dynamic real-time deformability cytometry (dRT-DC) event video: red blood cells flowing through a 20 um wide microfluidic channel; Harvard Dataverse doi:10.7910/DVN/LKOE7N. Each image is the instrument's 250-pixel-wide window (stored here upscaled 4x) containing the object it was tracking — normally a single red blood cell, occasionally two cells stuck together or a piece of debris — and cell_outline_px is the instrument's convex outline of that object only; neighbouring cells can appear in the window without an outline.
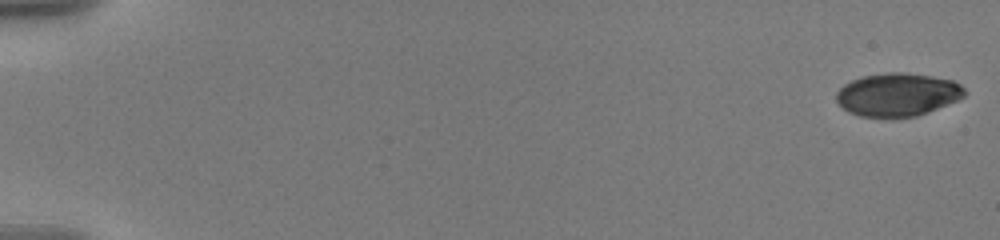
{"species": "human", "species_latin": "Homo sapiens", "temperature_condition": "warm", "stored_images_in_passage": 58, "camera_frame_rate_fps": 3000, "um_per_image_px": 0.085, "donor": {"sex": "male"}, "frame": {"image": 1, "passage_image": 1, "time_ms": 0.0, "image_size_px": [1000, 240], "cell_outline_px": [[968, 92], [964, 96], [956, 100], [928, 112], [916, 116], [892, 120], [860, 116], [848, 112], [836, 100], [836, 92], [844, 84], [852, 80], [864, 76], [888, 72], [904, 72], [932, 76], [952, 80], [960, 84]], "centroid_in_image_um": [76.28, 8.07], "position_along_channel_um": 8.7, "area_um2": 32.71}}
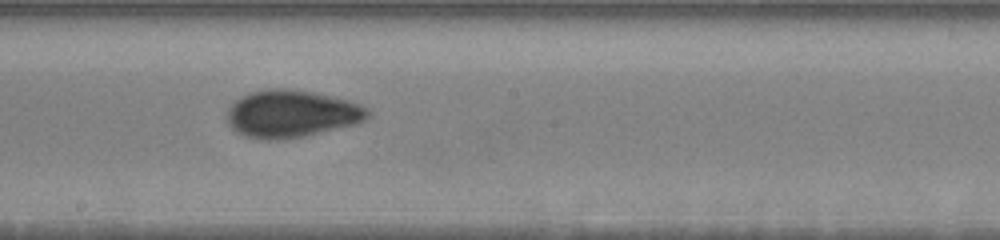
{"frame": {"image": 2, "passage_image": 34, "time_ms": 11.0, "image_size_px": [1000, 240], "cell_outline_px": [[372, 112], [364, 120], [356, 124], [304, 136], [284, 140], [268, 140], [244, 136], [236, 132], [224, 120], [228, 108], [240, 96], [252, 92], [268, 88], [288, 88], [312, 92], [332, 96], [348, 100], [360, 104], [368, 108]], "centroid_in_image_um": [24.75, 9.67], "position_along_channel_um": 223.5, "area_um2": 39.25}}
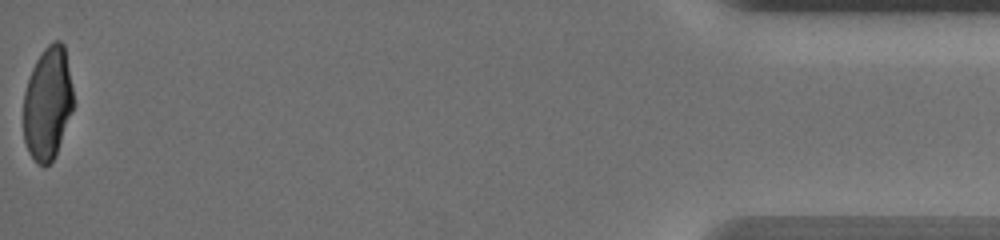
{"frame": {"image": 3, "passage_image": 58, "time_ms": 19.0, "image_size_px": [1000, 240], "cell_outline_px": [[72, 112], [56, 152], [52, 160], [44, 168], [36, 164], [28, 152], [24, 140], [24, 92], [32, 68], [36, 60], [44, 48], [52, 40], [60, 40], [64, 44], [72, 88]], "centroid_in_image_um": [4.03, 8.79], "position_along_channel_um": 431.2, "area_um2": 32.71}, "authors_computed_cell_mechanics": {"area_um2": 35.2002, "velocity_mm_per_s": 3.5951, "shape_relaxation_time_tau1_ms": 5.2464, "shape_relaxation_time_tau2_ms": 0.8525, "deformation_change_tau1": 0.1884, "deformation_change_tau2": 0.0485}}